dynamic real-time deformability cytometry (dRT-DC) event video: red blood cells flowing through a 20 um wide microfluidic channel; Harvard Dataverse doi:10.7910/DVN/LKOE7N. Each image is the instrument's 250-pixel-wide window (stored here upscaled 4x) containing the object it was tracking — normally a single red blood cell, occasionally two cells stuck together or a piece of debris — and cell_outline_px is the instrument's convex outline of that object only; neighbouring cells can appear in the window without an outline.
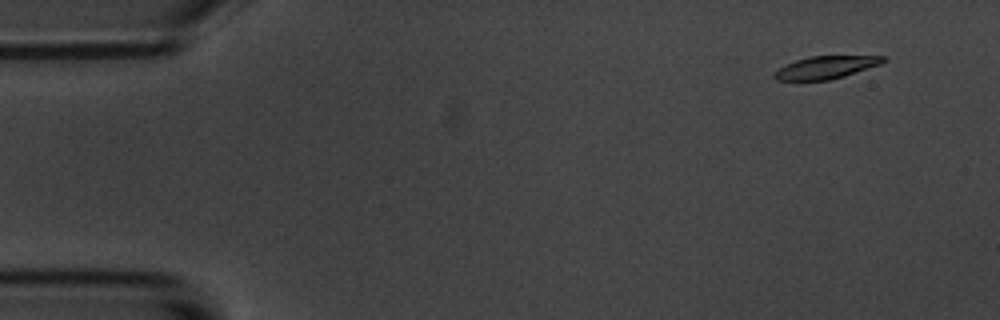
{"species": "common noctule bat (a hibernating species)", "species_latin": "Nyctalus noctula", "temperature_condition": "room temperature", "stored_images_in_passage": 9, "camera_frame_rate_fps": 3000, "um_per_image_px": 0.085, "animal": {"sex": "male", "body_mass_g": 20.1, "forearm_length_mm": 53.5}, "frame": {"image": 1, "passage_image": 2, "time_ms": 1.333, "image_size_px": [1000, 320], "cell_outline_px": [[884, 60], [880, 64], [844, 76], [828, 80], [776, 80], [772, 76], [780, 68], [796, 60], [808, 56], [884, 56]], "centroid_in_image_um": [70.17, 5.73], "position_along_channel_um": 14.8, "area_um2": 13.99}}
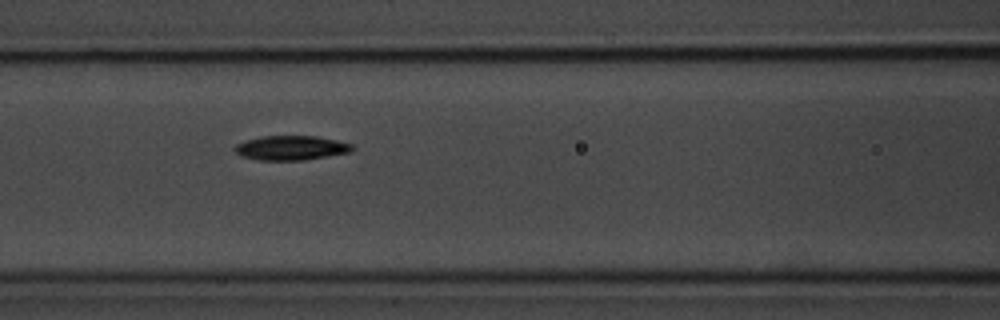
{"frame": {"image": 2, "passage_image": 8, "time_ms": 8.0, "image_size_px": [1000, 320], "cell_outline_px": [[356, 148], [352, 152], [304, 160], [260, 160], [240, 156], [232, 148], [236, 144], [244, 140], [260, 136], [316, 136], [336, 140], [352, 144]], "centroid_in_image_um": [24.73, 12.57], "position_along_channel_um": 141.9, "area_um2": 16.94}}
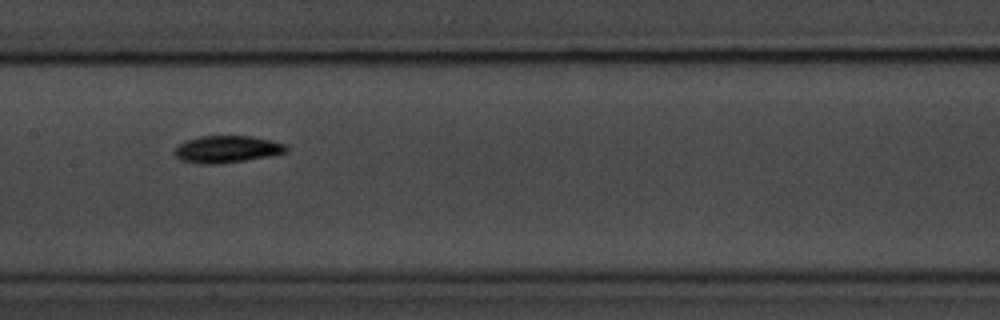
{"frame": {"image": 3, "passage_image": 9, "time_ms": 9.333, "image_size_px": [1000, 320], "cell_outline_px": [[288, 148], [284, 152], [268, 156], [244, 160], [216, 164], [200, 164], [180, 160], [172, 152], [176, 144], [184, 140], [200, 136], [252, 136], [272, 140], [284, 144]], "centroid_in_image_um": [19.19, 12.67], "position_along_channel_um": 188.2, "area_um2": 17.69}}